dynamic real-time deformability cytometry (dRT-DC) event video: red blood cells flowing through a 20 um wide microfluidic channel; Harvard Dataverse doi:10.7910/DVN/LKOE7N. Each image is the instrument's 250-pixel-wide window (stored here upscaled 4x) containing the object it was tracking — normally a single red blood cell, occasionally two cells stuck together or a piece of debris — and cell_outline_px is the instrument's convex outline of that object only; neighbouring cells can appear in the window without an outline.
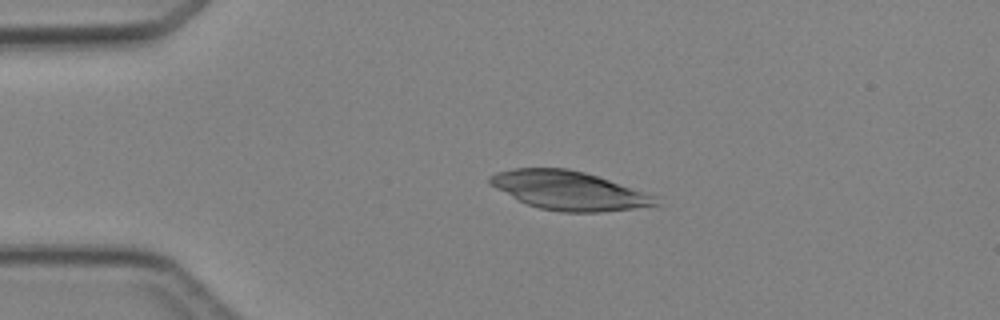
{"species": "Egyptian fruit bat (a non-hibernating species)", "species_latin": "Rousettus aegyptiacus", "temperature_condition": "cold", "stored_images_in_passage": 5, "camera_frame_rate_fps": 3000, "um_per_image_px": 0.085, "animal": {"sex": "female"}, "frame": {"image": 1, "passage_image": 3, "time_ms": 2.333, "image_size_px": [1000, 320], "cell_outline_px": [[660, 204], [632, 208], [600, 212], [560, 212], [540, 208], [528, 204], [488, 184], [488, 176], [496, 172], [512, 168], [568, 168], [584, 172], [660, 196]], "centroid_in_image_um": [48.38, 16.18], "position_along_channel_um": 36.6, "area_um2": 37.4}}
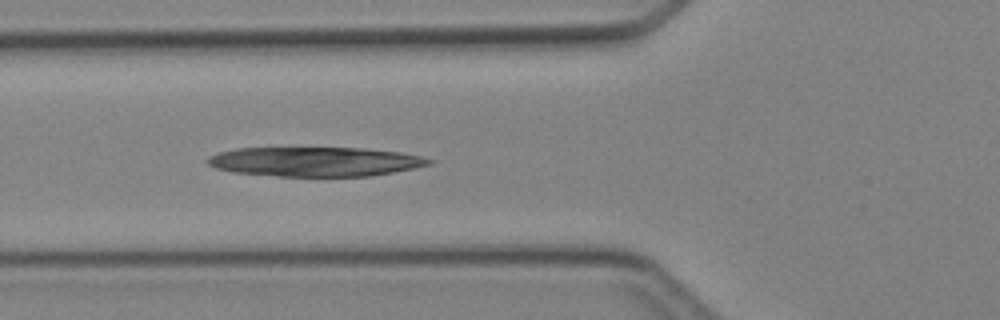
{"frame": {"image": 2, "passage_image": 5, "time_ms": 4.667, "image_size_px": [1000, 320], "cell_outline_px": [[436, 160], [432, 164], [372, 176], [276, 176], [232, 172], [216, 168], [208, 164], [208, 156], [220, 152], [236, 148], [364, 148], [400, 152], [420, 156]], "centroid_in_image_um": [26.8, 13.74], "position_along_channel_um": 99.0, "area_um2": 37.92}}